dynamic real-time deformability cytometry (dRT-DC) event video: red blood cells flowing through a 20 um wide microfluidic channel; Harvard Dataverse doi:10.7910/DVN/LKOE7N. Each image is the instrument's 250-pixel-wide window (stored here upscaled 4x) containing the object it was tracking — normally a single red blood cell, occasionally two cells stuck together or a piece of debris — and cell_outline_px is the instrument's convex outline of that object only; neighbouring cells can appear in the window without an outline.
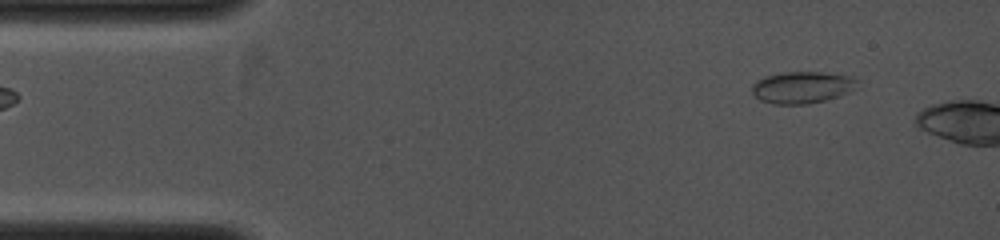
{"species": "common noctule bat (a hibernating species)", "species_latin": "Nyctalus noctula", "temperature_condition": "cold", "stored_images_in_passage": 5, "camera_frame_rate_fps": 4000, "um_per_image_px": 0.085, "animal": {"sex": "female", "body_mass_g": 19.0, "forearm_length_mm": 53.3}, "frame": {"image": 1, "passage_image": 3, "time_ms": 0.75, "image_size_px": [1000, 240], "cell_outline_px": [[860, 80], [848, 92], [824, 100], [808, 104], [772, 104], [760, 100], [752, 92], [752, 84], [756, 80], [764, 76], [784, 72], [820, 72], [852, 76]], "centroid_in_image_um": [68.14, 7.42], "position_along_channel_um": 16.9, "area_um2": 19.42}}